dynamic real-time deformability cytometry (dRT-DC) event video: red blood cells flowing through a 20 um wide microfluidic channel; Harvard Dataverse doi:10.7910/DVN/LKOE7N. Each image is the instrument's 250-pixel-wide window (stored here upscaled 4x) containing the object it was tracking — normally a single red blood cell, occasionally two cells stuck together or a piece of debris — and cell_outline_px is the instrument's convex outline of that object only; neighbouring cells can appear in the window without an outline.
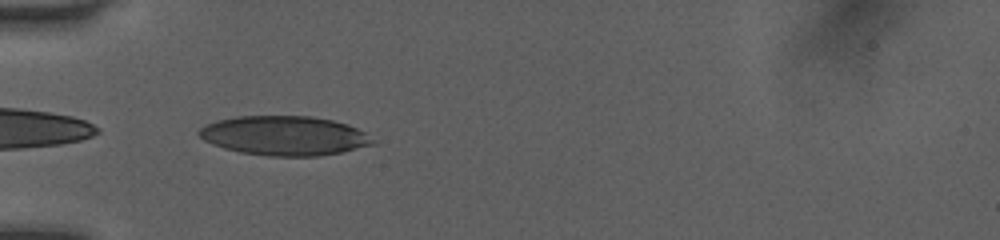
{"species": "human", "species_latin": "Homo sapiens", "temperature_condition": "room temperature", "stored_images_in_passage": 35, "camera_frame_rate_fps": 3000, "um_per_image_px": 0.085, "donor": {"sex": "female"}, "frame": {"image": 1, "passage_image": 1, "time_ms": 0.0, "image_size_px": [1000, 240], "cell_outline_px": [[376, 144], [340, 152], [316, 156], [268, 156], [240, 152], [224, 148], [212, 144], [204, 140], [196, 132], [204, 124], [216, 120], [236, 116], [312, 116], [332, 120], [348, 124], [364, 132], [376, 140]], "centroid_in_image_um": [24.16, 11.53], "position_along_channel_um": 60.8, "area_um2": 40.06}}
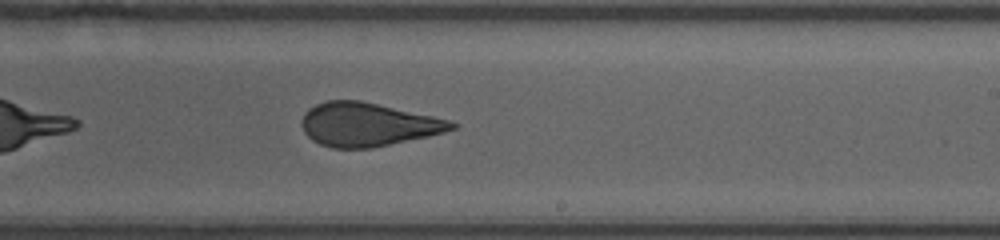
{"frame": {"image": 2, "passage_image": 16, "time_ms": 5.0, "image_size_px": [1000, 240], "cell_outline_px": [[460, 124], [456, 128], [444, 132], [428, 136], [372, 148], [332, 148], [320, 144], [312, 140], [304, 132], [300, 124], [304, 112], [308, 108], [316, 104], [328, 100], [360, 100], [432, 116], [448, 120]], "centroid_in_image_um": [31.22, 10.58], "position_along_channel_um": 257.8, "area_um2": 37.97}}
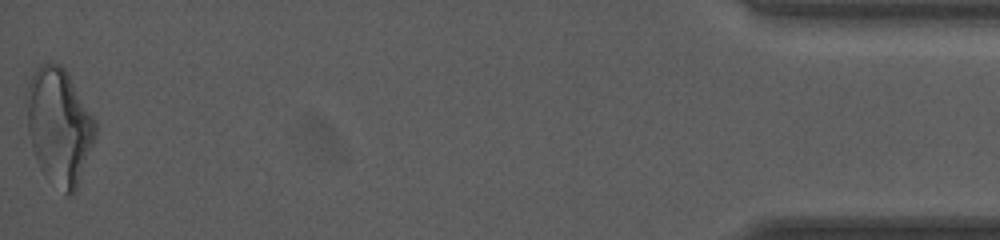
{"frame": {"image": 3, "passage_image": 35, "time_ms": 11.333, "image_size_px": [1000, 240], "cell_outline_px": [[96, 136], [76, 188], [72, 196], [64, 196], [40, 168], [36, 160], [32, 148], [28, 132], [24, 96], [28, 80], [36, 68], [40, 64], [48, 60], [52, 60], [60, 64], [68, 72], [96, 120]], "centroid_in_image_um": [4.99, 10.66], "position_along_channel_um": 430.2, "area_um2": 47.4}, "authors_computed_cell_mechanics": {"area_um2": 39.593, "velocity_mm_per_s": 4.0731, "shape_relaxation_time_tau1_ms": 8.6522, "shape_relaxation_time_tau2_ms": 1.2752, "deformation_change_tau1": 0.2104, "deformation_change_tau2": 0.0994}}